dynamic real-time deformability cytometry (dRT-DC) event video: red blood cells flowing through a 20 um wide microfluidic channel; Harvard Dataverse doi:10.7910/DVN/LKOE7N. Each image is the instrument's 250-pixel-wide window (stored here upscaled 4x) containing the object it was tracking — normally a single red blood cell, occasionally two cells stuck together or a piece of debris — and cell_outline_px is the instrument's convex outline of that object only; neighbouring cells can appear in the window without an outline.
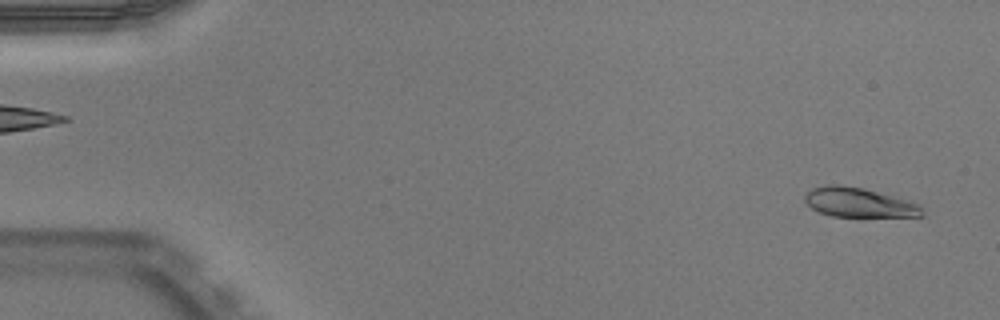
{"species": "Egyptian fruit bat (a non-hibernating species)", "species_latin": "Rousettus aegyptiacus", "temperature_condition": "warm", "stored_images_in_passage": 51, "camera_frame_rate_fps": 3000, "um_per_image_px": 0.085, "animal": {"sex": "male"}, "frame": {"image": 1, "passage_image": 2, "time_ms": 0.333, "image_size_px": [1000, 320], "cell_outline_px": [[924, 216], [832, 216], [820, 212], [812, 208], [804, 200], [804, 192], [812, 188], [824, 184], [840, 184], [860, 188], [908, 200], [920, 204], [924, 212]], "centroid_in_image_um": [72.97, 17.2], "position_along_channel_um": 12.0, "area_um2": 20.0}}
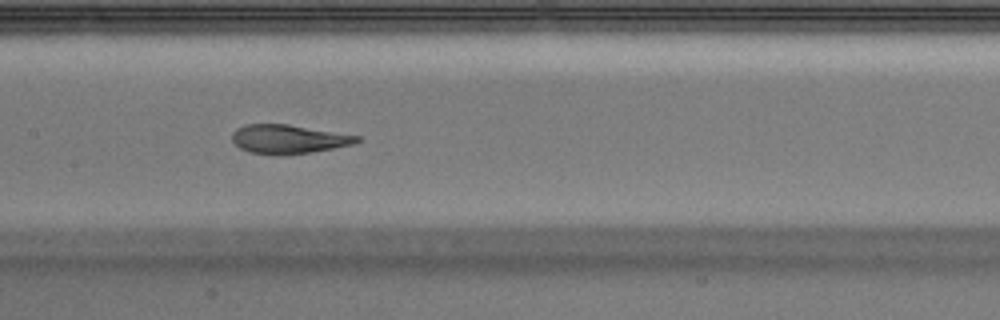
{"frame": {"image": 2, "passage_image": 25, "time_ms": 8.0, "image_size_px": [1000, 320], "cell_outline_px": [[364, 140], [356, 144], [312, 152], [248, 152], [240, 148], [232, 140], [232, 132], [236, 128], [244, 124], [288, 124], [360, 136]], "centroid_in_image_um": [24.57, 11.78], "position_along_channel_um": 182.8, "area_um2": 20.46}}
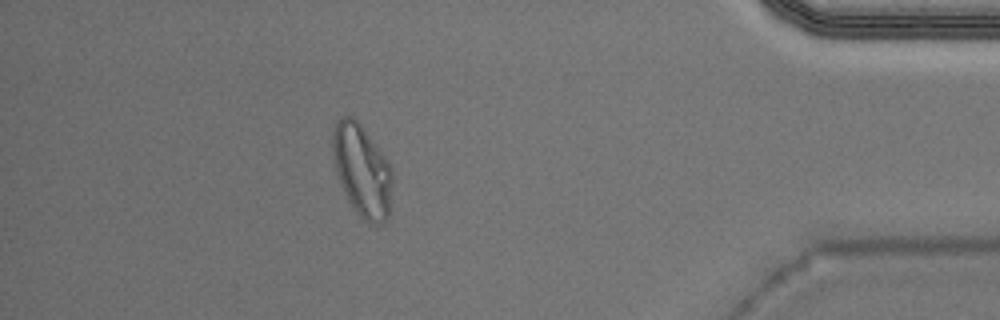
{"frame": {"image": 3, "passage_image": 45, "time_ms": 14.667, "image_size_px": [1000, 320], "cell_outline_px": [[392, 180], [388, 220], [384, 224], [368, 224], [356, 212], [348, 200], [344, 192], [336, 172], [332, 152], [332, 132], [336, 120], [340, 116], [352, 116], [360, 124], [384, 156], [392, 168]], "centroid_in_image_um": [30.76, 14.51], "position_along_channel_um": 404.4, "area_um2": 32.08}, "authors_computed_cell_mechanics": {"area_um2": 21.675, "velocity_mm_per_s": 3.9458, "shape_relaxation_time_tau1_ms": 9.4989, "shape_relaxation_time_tau2_ms": 0.9782, "deformation_change_tau1": 0.283, "deformation_change_tau2": 0.069}}